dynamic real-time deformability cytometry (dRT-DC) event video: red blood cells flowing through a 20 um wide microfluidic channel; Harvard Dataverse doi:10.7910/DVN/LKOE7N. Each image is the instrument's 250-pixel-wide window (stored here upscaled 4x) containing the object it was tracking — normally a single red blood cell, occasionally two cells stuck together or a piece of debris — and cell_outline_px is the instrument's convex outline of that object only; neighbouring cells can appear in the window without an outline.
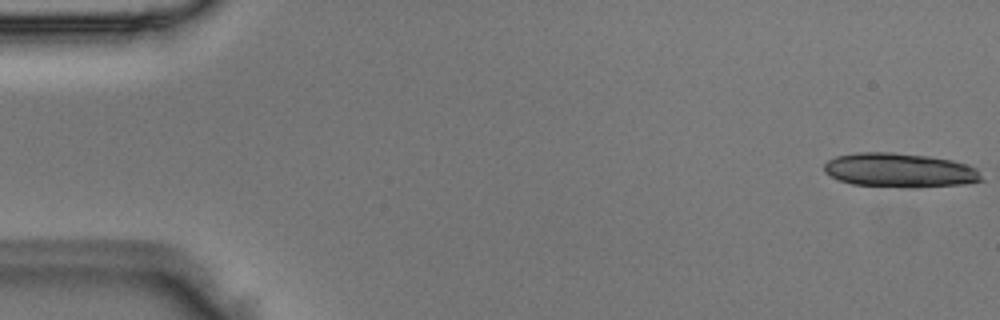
{"species": "Egyptian fruit bat (a non-hibernating species)", "species_latin": "Rousettus aegyptiacus", "temperature_condition": "room temperature", "stored_images_in_passage": 5, "segment_of_instrument_passage": [2, 2], "camera_frame_rate_fps": 3000, "um_per_image_px": 0.085, "animal": {"sex": "male"}, "frame": {"image": 1, "passage_image": 5, "time_ms": 1.333, "image_size_px": [1000, 320], "cell_outline_px": [[984, 180], [964, 184], [916, 188], [908, 188], [852, 184], [840, 180], [824, 172], [824, 164], [828, 160], [836, 156], [856, 152], [892, 152], [928, 156], [952, 160], [968, 164], [976, 168]], "centroid_in_image_um": [76.49, 14.47], "position_along_channel_um": 8.5, "area_um2": 31.62}}